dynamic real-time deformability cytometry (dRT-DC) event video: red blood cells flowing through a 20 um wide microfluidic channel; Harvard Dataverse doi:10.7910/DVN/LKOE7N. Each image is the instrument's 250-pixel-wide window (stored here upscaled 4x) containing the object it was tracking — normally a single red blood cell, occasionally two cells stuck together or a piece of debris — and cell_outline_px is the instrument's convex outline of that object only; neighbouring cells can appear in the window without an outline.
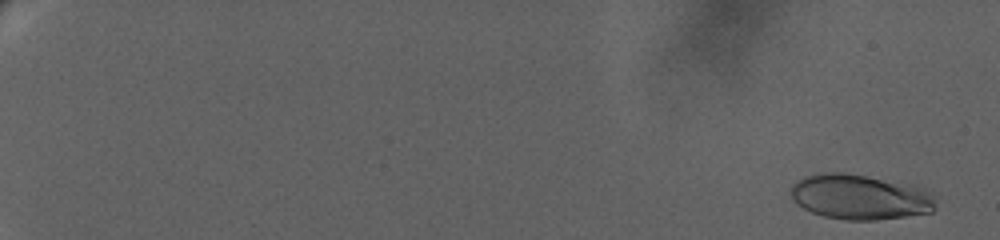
{"species": "human", "species_latin": "Homo sapiens", "temperature_condition": "warm", "stored_images_in_passage": 59, "camera_frame_rate_fps": 3000, "um_per_image_px": 0.085, "donor": {"sex": "female"}, "frame": {"image": 1, "passage_image": 4, "time_ms": 1.0, "image_size_px": [1000, 240], "cell_outline_px": [[936, 208], [932, 212], [876, 220], [844, 220], [824, 216], [812, 212], [796, 204], [792, 200], [792, 184], [804, 176], [828, 172], [840, 172], [912, 184], [924, 188], [932, 196]], "centroid_in_image_um": [73.09, 16.75], "position_along_channel_um": 11.9, "area_um2": 37.92}}
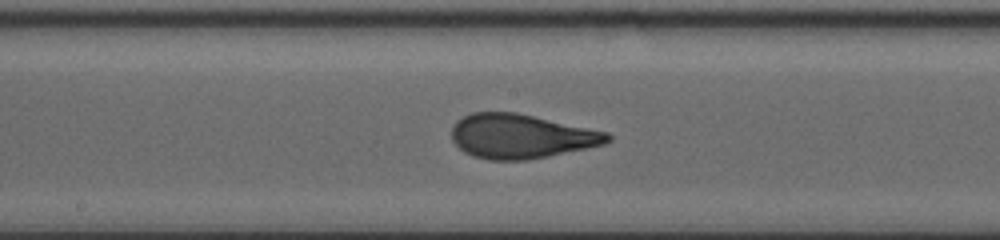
{"frame": {"image": 2, "passage_image": 35, "time_ms": 14.333, "image_size_px": [1000, 240], "cell_outline_px": [[612, 140], [604, 144], [548, 156], [528, 160], [488, 160], [472, 156], [464, 152], [452, 140], [452, 128], [456, 120], [472, 112], [516, 112], [608, 132], [612, 136]], "centroid_in_image_um": [44.27, 11.58], "position_along_channel_um": 203.9, "area_um2": 40.23}}
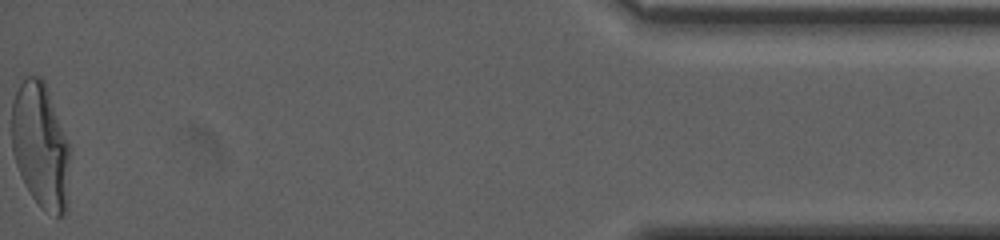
{"frame": {"image": 3, "passage_image": 59, "time_ms": 23.667, "image_size_px": [1000, 240], "cell_outline_px": [[72, 152], [68, 208], [64, 216], [56, 216], [40, 208], [24, 184], [16, 164], [12, 148], [12, 100], [20, 84], [28, 76], [40, 76], [44, 80]], "centroid_in_image_um": [3.49, 12.46], "position_along_channel_um": 431.7, "area_um2": 43.29}, "authors_computed_cell_mechanics": {"area_um2": 39.3618, "velocity_mm_per_s": 3.1724, "shape_relaxation_time_tau1_ms": 5.5752, "shape_relaxation_time_tau2_ms": null, "deformation_change_tau1": 0.222, "deformation_change_tau2": null}}